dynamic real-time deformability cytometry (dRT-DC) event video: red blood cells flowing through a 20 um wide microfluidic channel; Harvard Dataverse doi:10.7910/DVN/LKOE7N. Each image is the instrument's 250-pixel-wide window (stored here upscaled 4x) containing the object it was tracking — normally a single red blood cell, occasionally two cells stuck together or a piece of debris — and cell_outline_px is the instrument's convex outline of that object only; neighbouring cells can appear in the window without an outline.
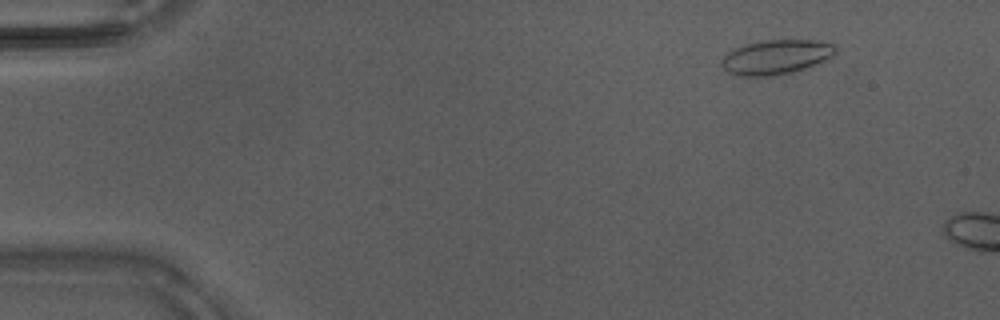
{"species": "Egyptian fruit bat (a non-hibernating species)", "species_latin": "Rousettus aegyptiacus", "temperature_condition": "warm", "stored_images_in_passage": 5, "camera_frame_rate_fps": 3000, "um_per_image_px": 0.085, "animal": {"sex": "male"}, "frame": {"image": 1, "passage_image": 1, "time_ms": 0.0, "image_size_px": [1000, 320], "cell_outline_px": [[836, 52], [832, 56], [800, 72], [772, 76], [740, 76], [728, 72], [720, 64], [720, 60], [728, 52], [736, 48], [748, 44], [764, 40], [816, 40], [836, 44]], "centroid_in_image_um": [66.0, 4.86], "position_along_channel_um": 19.0, "area_um2": 23.18}}